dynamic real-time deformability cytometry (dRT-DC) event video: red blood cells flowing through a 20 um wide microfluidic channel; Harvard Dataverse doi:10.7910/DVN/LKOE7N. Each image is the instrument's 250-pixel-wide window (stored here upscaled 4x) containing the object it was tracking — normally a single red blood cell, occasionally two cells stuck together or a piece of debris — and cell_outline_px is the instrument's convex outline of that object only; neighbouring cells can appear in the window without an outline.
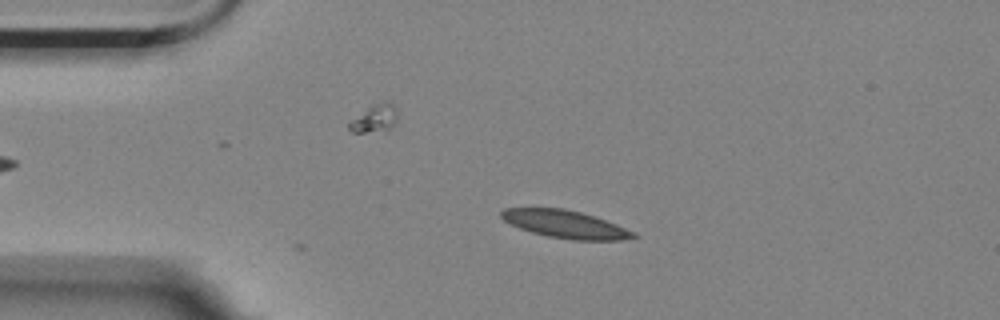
{"species": "Egyptian fruit bat (a non-hibernating species)", "species_latin": "Rousettus aegyptiacus", "temperature_condition": "room temperature", "stored_images_in_passage": 3, "camera_frame_rate_fps": 3000, "um_per_image_px": 0.085, "animal": {"sex": "female"}, "frame": {"image": 1, "passage_image": 2, "time_ms": 0.333, "image_size_px": [1000, 320], "cell_outline_px": [[640, 236], [620, 240], [572, 240], [548, 236], [532, 232], [520, 228], [504, 220], [500, 216], [500, 212], [504, 208], [564, 208], [580, 212], [616, 224], [636, 232]], "centroid_in_image_um": [48.06, 19.06], "position_along_channel_um": 36.9, "area_um2": 21.15}}